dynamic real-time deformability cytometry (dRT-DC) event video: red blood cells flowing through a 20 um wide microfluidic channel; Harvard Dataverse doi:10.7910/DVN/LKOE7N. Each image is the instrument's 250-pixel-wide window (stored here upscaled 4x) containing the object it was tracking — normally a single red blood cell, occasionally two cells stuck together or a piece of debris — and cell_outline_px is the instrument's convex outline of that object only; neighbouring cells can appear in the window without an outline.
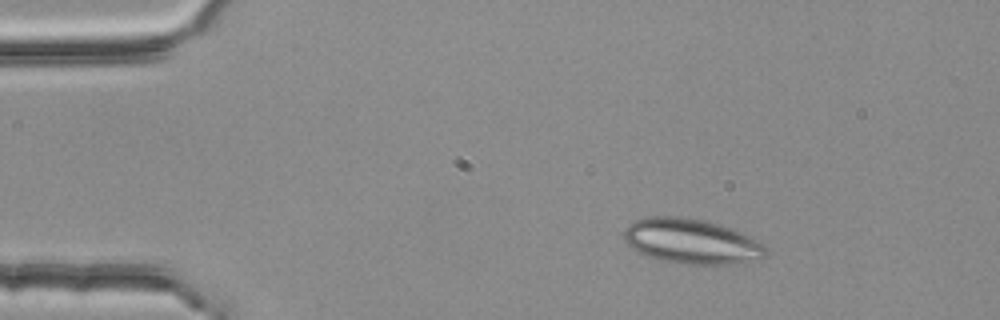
{"species": "common noctule bat (a hibernating species)", "species_latin": "Nyctalus noctula", "temperature_condition": "room temperature", "stored_images_in_passage": 4, "segment_of_instrument_passage": [1, 2], "camera_frame_rate_fps": 3000, "um_per_image_px": 0.085, "animal": {"sex": "female", "body_mass_g": 25.1}, "frame": {"image": 1, "passage_image": 2, "time_ms": 0.333, "image_size_px": [1000, 320], "cell_outline_px": [[768, 252], [760, 260], [736, 264], [680, 264], [660, 260], [648, 256], [632, 248], [624, 240], [624, 232], [628, 224], [644, 216], [680, 216], [704, 220], [720, 224], [732, 228], [748, 236], [760, 244]], "centroid_in_image_um": [58.76, 20.51], "position_along_channel_um": 26.2, "area_um2": 37.28}}